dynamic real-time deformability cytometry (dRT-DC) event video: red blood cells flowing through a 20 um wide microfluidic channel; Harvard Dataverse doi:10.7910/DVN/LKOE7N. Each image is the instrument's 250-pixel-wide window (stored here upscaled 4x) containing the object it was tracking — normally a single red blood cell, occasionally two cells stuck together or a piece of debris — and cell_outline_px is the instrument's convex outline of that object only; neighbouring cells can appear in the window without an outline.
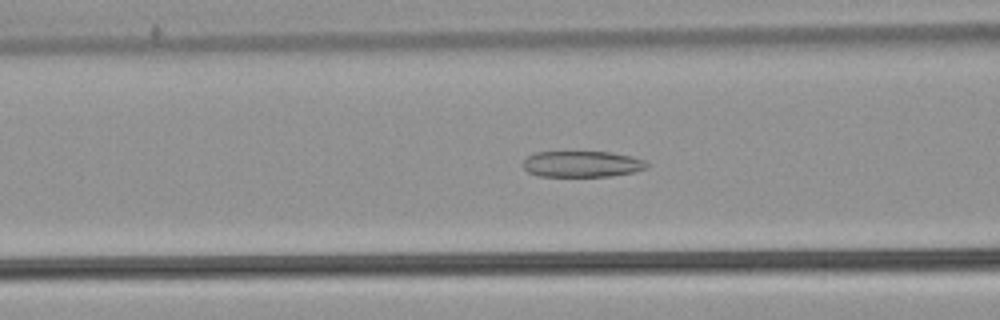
{"species": "common noctule bat (a hibernating species)", "species_latin": "Nyctalus noctula", "temperature_condition": "warm", "stored_images_in_passage": 49, "camera_frame_rate_fps": 3000, "um_per_image_px": 0.085, "animal": {"sex": "male", "body_mass_g": 21.5, "forearm_length_mm": 52.0}, "frame": {"image": 1, "passage_image": 22, "time_ms": 7.0, "image_size_px": [1000, 320], "cell_outline_px": [[648, 168], [632, 172], [612, 176], [536, 176], [528, 172], [524, 168], [524, 160], [528, 156], [536, 152], [608, 152], [632, 156], [644, 160], [648, 164]], "centroid_in_image_um": [49.48, 13.94], "position_along_channel_um": 117.1, "area_um2": 18.79}}
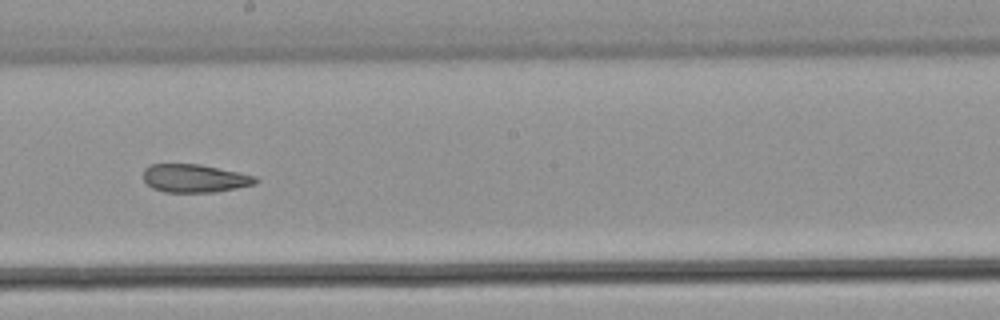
{"frame": {"image": 2, "passage_image": 31, "time_ms": 10.0, "image_size_px": [1000, 320], "cell_outline_px": [[260, 180], [256, 184], [216, 192], [164, 192], [152, 188], [144, 180], [144, 168], [152, 164], [200, 164], [240, 172], [256, 176]], "centroid_in_image_um": [16.58, 15.15], "position_along_channel_um": 231.6, "area_um2": 18.55}}
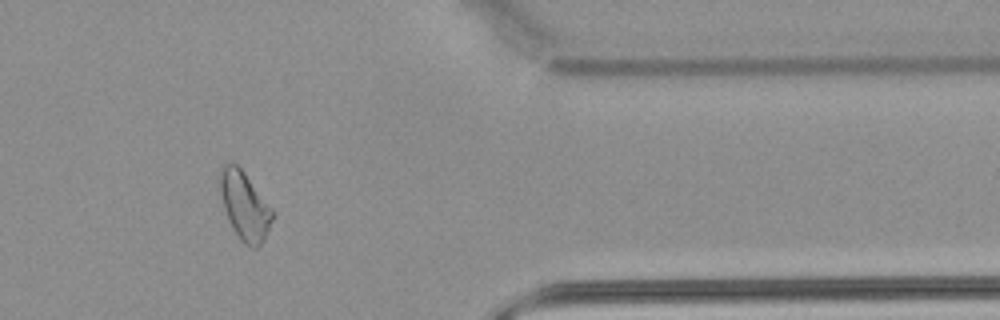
{"frame": {"image": 3, "passage_image": 45, "time_ms": 14.667, "image_size_px": [1000, 320], "cell_outline_px": [[276, 216], [264, 240], [256, 248], [252, 248], [244, 244], [240, 240], [232, 228], [224, 208], [220, 192], [220, 172], [224, 164], [236, 164], [244, 172], [276, 212]], "centroid_in_image_um": [20.85, 17.54], "position_along_channel_um": 390.6, "area_um2": 20.98}, "authors_computed_cell_mechanics": {"area_um2": 21.1548, "velocity_mm_per_s": 3.8266, "shape_relaxation_time_tau1_ms": null, "shape_relaxation_time_tau2_ms": 3.1107, "deformation_change_tau1": null, "deformation_change_tau2": 0.1139}}